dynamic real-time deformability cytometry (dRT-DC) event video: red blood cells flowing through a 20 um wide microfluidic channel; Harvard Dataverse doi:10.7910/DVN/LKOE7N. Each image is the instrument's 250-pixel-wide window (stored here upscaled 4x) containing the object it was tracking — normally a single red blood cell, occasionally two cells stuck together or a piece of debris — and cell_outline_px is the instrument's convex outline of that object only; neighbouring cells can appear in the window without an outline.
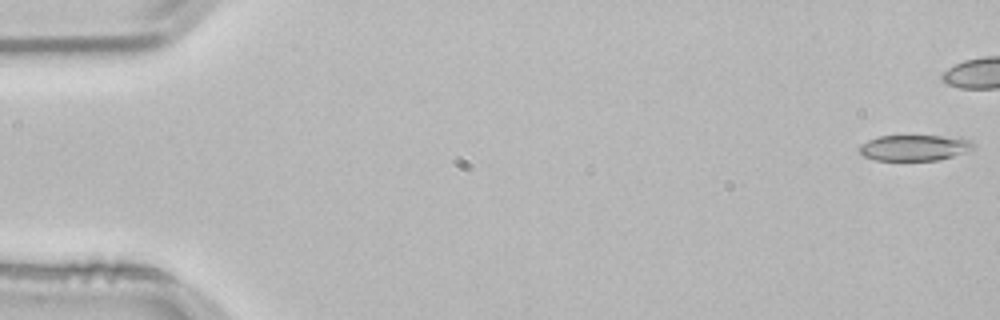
{"species": "common noctule bat (a hibernating species)", "species_latin": "Nyctalus noctula", "temperature_condition": "room temperature", "stored_images_in_passage": 42, "camera_frame_rate_fps": 3000, "um_per_image_px": 0.085, "animal": {"sex": "male", "body_mass_g": 21.5, "forearm_length_mm": 52.0}, "frame": {"image": 1, "passage_image": 1, "time_ms": 0.0, "image_size_px": [1000, 320], "cell_outline_px": [[972, 148], [964, 152], [940, 160], [876, 160], [864, 156], [856, 148], [860, 144], [876, 136], [960, 136], [972, 140]], "centroid_in_image_um": [77.7, 12.54], "position_along_channel_um": 7.3, "area_um2": 17.28}}
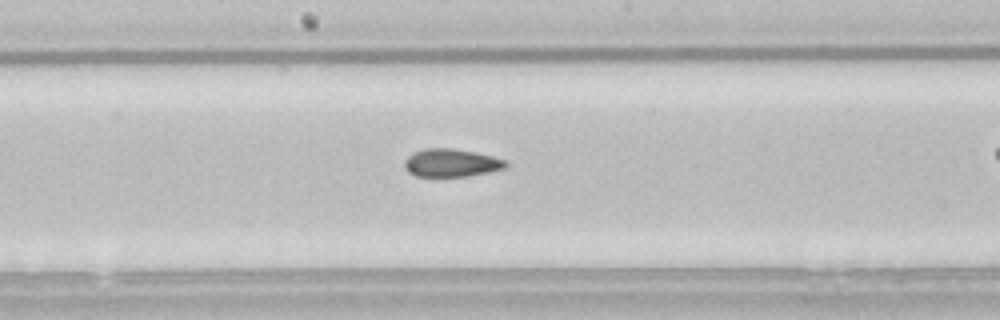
{"frame": {"image": 2, "passage_image": 28, "time_ms": 9.0, "image_size_px": [1000, 320], "cell_outline_px": [[508, 164], [504, 168], [488, 172], [468, 176], [416, 176], [408, 172], [404, 168], [404, 160], [412, 152], [424, 148], [452, 148], [476, 152], [492, 156], [504, 160]], "centroid_in_image_um": [38.31, 13.83], "position_along_channel_um": 209.9, "area_um2": 16.53}}
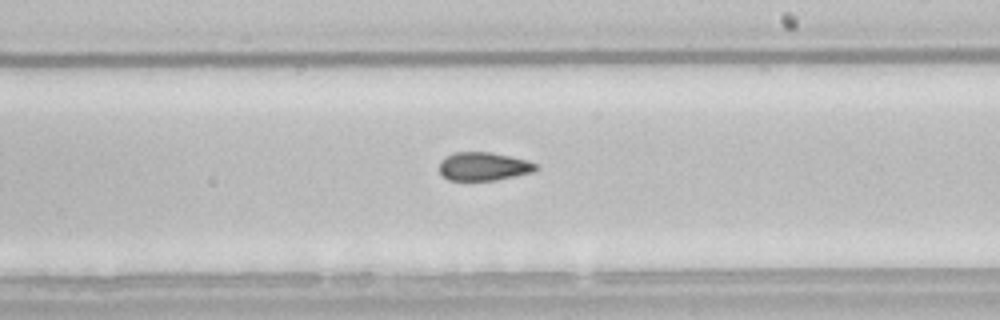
{"frame": {"image": 3, "passage_image": 31, "time_ms": 10.0, "image_size_px": [1000, 320], "cell_outline_px": [[536, 168], [532, 172], [496, 180], [448, 180], [440, 172], [440, 160], [444, 156], [452, 152], [492, 152], [528, 160], [536, 164]], "centroid_in_image_um": [41.06, 14.13], "position_along_channel_um": 247.9, "area_um2": 15.95}}